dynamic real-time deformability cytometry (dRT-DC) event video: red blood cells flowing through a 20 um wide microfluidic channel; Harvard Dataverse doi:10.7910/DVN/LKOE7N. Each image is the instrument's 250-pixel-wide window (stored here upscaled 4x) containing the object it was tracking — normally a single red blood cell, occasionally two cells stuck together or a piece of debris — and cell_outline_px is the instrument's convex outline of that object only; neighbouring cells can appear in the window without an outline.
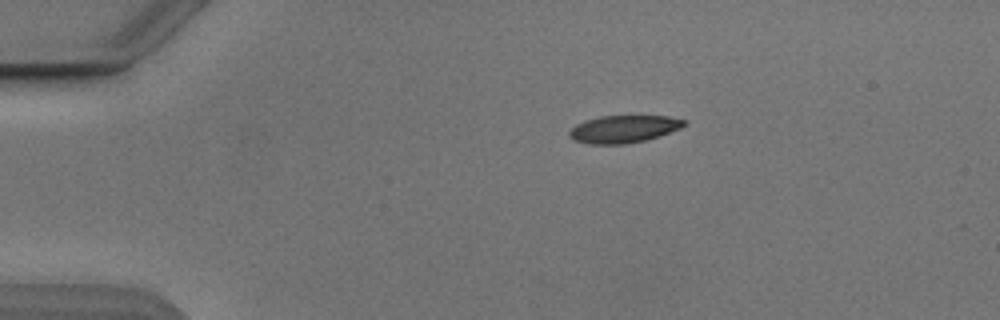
{"species": "Egyptian fruit bat (a non-hibernating species)", "species_latin": "Rousettus aegyptiacus", "temperature_condition": "cold", "stored_images_in_passage": 30, "camera_frame_rate_fps": 3000, "um_per_image_px": 0.085, "animal": {"sex": "male"}, "frame": {"image": 1, "passage_image": 1, "time_ms": 0.0, "image_size_px": [1000, 320], "cell_outline_px": [[688, 124], [680, 128], [660, 136], [644, 140], [624, 144], [588, 144], [576, 140], [568, 136], [568, 132], [576, 124], [584, 120], [600, 116], [668, 116], [688, 120]], "centroid_in_image_um": [53.03, 10.96], "position_along_channel_um": 32.0, "area_um2": 18.44}}
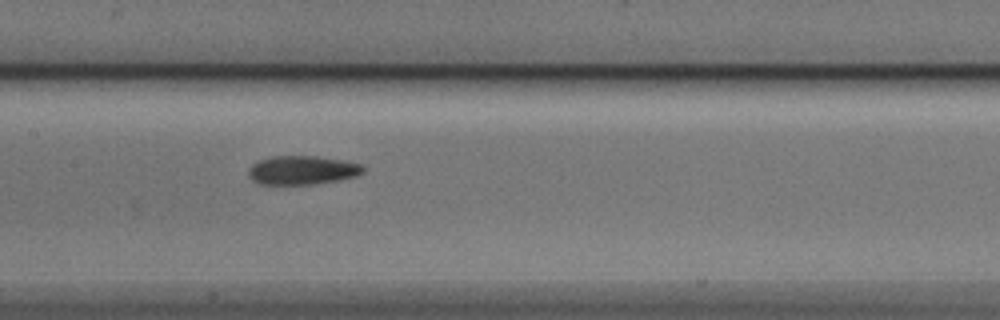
{"frame": {"image": 2, "passage_image": 17, "time_ms": 5.333, "image_size_px": [1000, 320], "cell_outline_px": [[364, 172], [356, 176], [336, 180], [312, 184], [260, 184], [252, 180], [248, 176], [248, 168], [256, 160], [272, 156], [316, 156], [348, 160], [364, 164]], "centroid_in_image_um": [25.69, 14.44], "position_along_channel_um": 181.7, "area_um2": 19.54}}
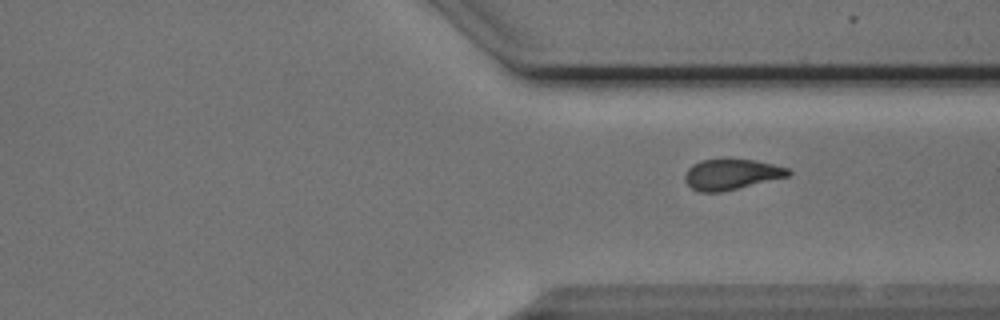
{"frame": {"image": 3, "passage_image": 30, "time_ms": 9.667, "image_size_px": [1000, 320], "cell_outline_px": [[792, 172], [788, 176], [720, 192], [700, 192], [692, 188], [684, 180], [684, 176], [688, 168], [692, 164], [700, 160], [724, 156], [756, 160], [788, 168]], "centroid_in_image_um": [62.12, 14.76], "position_along_channel_um": 349.3, "area_um2": 18.9}}